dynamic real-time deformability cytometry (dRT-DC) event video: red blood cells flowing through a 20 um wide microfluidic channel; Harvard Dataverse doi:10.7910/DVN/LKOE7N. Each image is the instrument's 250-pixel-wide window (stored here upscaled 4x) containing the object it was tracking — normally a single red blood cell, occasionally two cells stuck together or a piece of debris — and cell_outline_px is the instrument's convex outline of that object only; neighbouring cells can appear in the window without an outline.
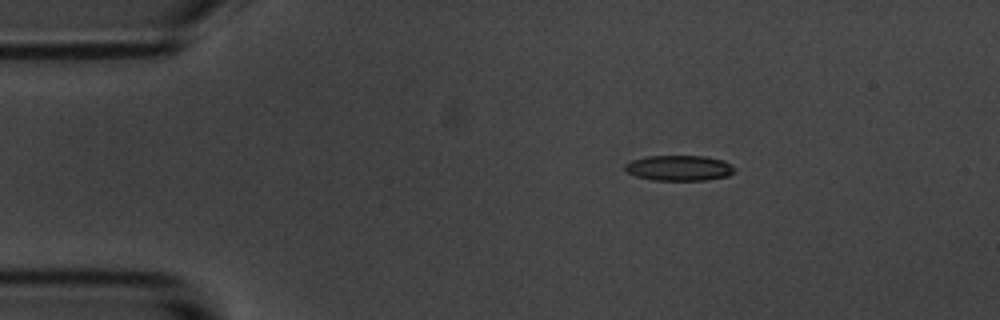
{"species": "common noctule bat (a hibernating species)", "species_latin": "Nyctalus noctula", "temperature_condition": "room temperature", "stored_images_in_passage": 4, "camera_frame_rate_fps": 3000, "um_per_image_px": 0.085, "animal": {"sex": "male", "body_mass_g": 20.1, "forearm_length_mm": 53.5}, "frame": {"image": 1, "passage_image": 2, "time_ms": 1.0, "image_size_px": [1000, 320], "cell_outline_px": [[736, 172], [728, 176], [708, 180], [652, 180], [636, 176], [628, 172], [624, 168], [624, 164], [632, 160], [648, 156], [704, 156], [724, 160], [732, 164], [736, 168]], "centroid_in_image_um": [57.78, 14.28], "position_along_channel_um": 27.2, "area_um2": 16.42}}
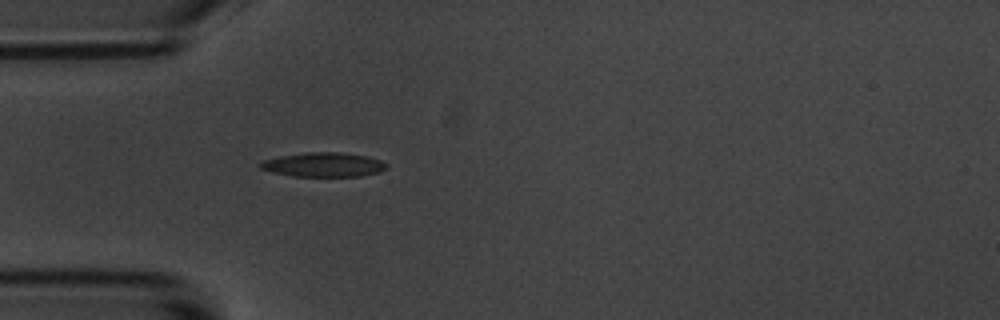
{"frame": {"image": 2, "passage_image": 4, "time_ms": 3.333, "image_size_px": [1000, 320], "cell_outline_px": [[388, 168], [380, 172], [360, 176], [292, 176], [272, 172], [260, 168], [260, 164], [264, 160], [280, 156], [304, 152], [340, 152], [368, 156], [380, 160], [388, 164]], "centroid_in_image_um": [27.54, 13.99], "position_along_channel_um": 57.5, "area_um2": 17.92}}